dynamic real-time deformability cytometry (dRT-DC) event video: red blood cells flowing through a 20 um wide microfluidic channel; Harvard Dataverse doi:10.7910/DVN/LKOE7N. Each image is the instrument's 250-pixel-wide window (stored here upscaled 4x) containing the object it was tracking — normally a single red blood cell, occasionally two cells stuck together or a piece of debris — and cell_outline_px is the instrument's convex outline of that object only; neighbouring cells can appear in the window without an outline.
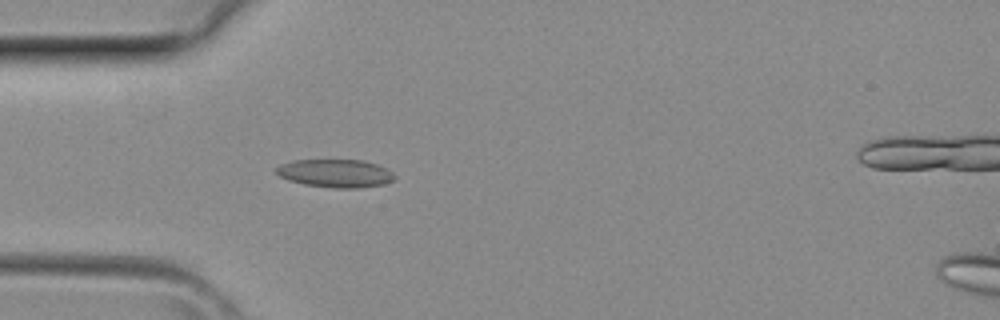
{"species": "common noctule bat (a hibernating species)", "species_latin": "Nyctalus noctula", "temperature_condition": "room temperature", "stored_images_in_passage": 34, "camera_frame_rate_fps": 3000, "um_per_image_px": 0.085, "animal": {"sex": "female", "body_mass_g": 29.2, "forearm_length_mm": 56.3}, "frame": {"image": 1, "passage_image": 5, "time_ms": 1.333, "image_size_px": [1000, 320], "cell_outline_px": [[396, 176], [392, 180], [384, 184], [360, 188], [336, 188], [304, 184], [288, 180], [280, 176], [276, 172], [276, 168], [280, 164], [292, 160], [360, 160], [376, 164], [392, 172]], "centroid_in_image_um": [28.49, 14.73], "position_along_channel_um": 56.5, "area_um2": 19.25}}
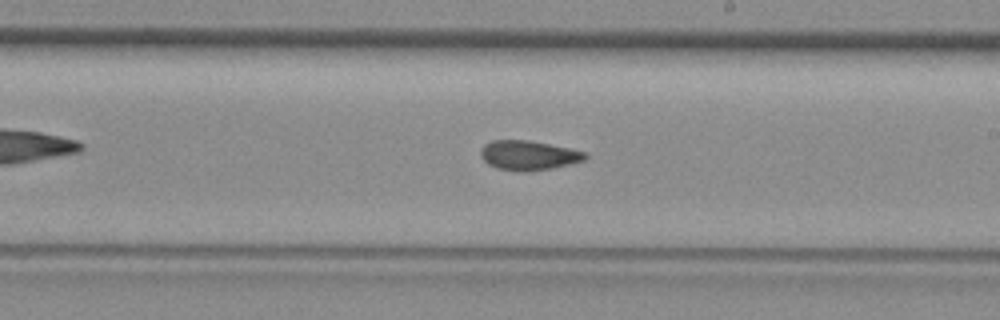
{"frame": {"image": 2, "passage_image": 16, "time_ms": 5.0, "image_size_px": [1000, 320], "cell_outline_px": [[588, 156], [584, 160], [552, 168], [524, 172], [496, 168], [488, 164], [480, 156], [480, 148], [484, 144], [492, 140], [528, 140], [568, 148], [584, 152]], "centroid_in_image_um": [44.86, 13.2], "position_along_channel_um": 244.1, "area_um2": 17.86}}
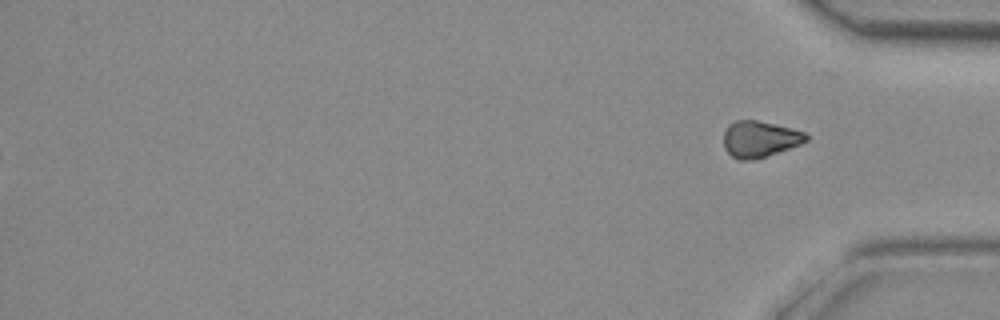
{"frame": {"image": 3, "passage_image": 34, "time_ms": 11.0, "image_size_px": [1000, 320], "cell_outline_px": [[808, 140], [800, 144], [752, 160], [740, 160], [732, 156], [724, 148], [724, 132], [728, 124], [736, 120], [756, 120], [776, 124], [804, 132], [808, 136]], "centroid_in_image_um": [64.54, 11.8], "position_along_channel_um": 370.7, "area_um2": 17.22}}